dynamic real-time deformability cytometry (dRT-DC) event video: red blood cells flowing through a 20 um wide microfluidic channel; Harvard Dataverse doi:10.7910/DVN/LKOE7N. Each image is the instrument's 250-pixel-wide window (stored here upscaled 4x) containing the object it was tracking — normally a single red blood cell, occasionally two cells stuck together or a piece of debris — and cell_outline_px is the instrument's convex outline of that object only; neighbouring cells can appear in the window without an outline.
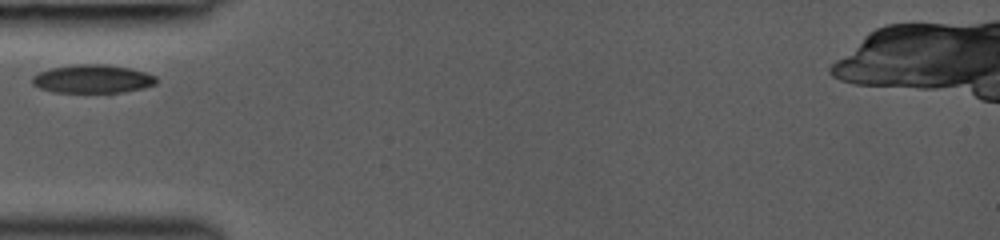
{"species": "common noctule bat (a hibernating species)", "species_latin": "Nyctalus noctula", "temperature_condition": "room temperature", "stored_images_in_passage": 17, "camera_frame_rate_fps": 3000, "um_per_image_px": 0.085, "animal": {"sex": "female", "body_mass_g": 19.0, "forearm_length_mm": 53.3}, "frame": {"image": 1, "passage_image": 1, "time_ms": 0.0, "image_size_px": [1000, 240], "cell_outline_px": [[156, 84], [144, 88], [124, 92], [56, 92], [40, 88], [32, 84], [32, 76], [48, 68], [76, 64], [100, 64], [132, 68], [156, 76]], "centroid_in_image_um": [7.87, 6.7], "position_along_channel_um": 77.1, "area_um2": 20.52}}
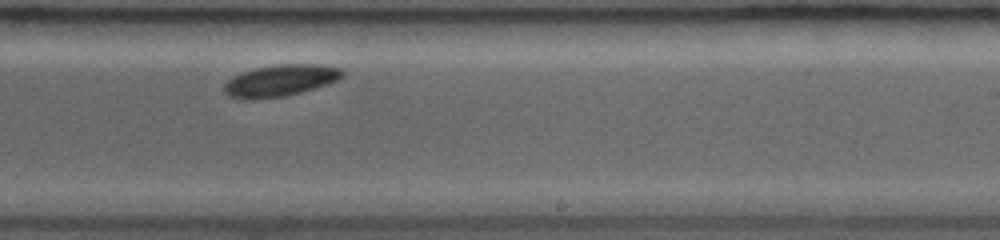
{"frame": {"image": 2, "passage_image": 10, "time_ms": 4.667, "image_size_px": [1000, 240], "cell_outline_px": [[344, 76], [328, 84], [300, 92], [284, 96], [256, 100], [244, 100], [228, 96], [224, 92], [224, 84], [232, 76], [256, 68], [276, 64], [320, 64], [340, 68], [344, 72]], "centroid_in_image_um": [23.8, 6.85], "position_along_channel_um": 265.2, "area_um2": 21.91}}
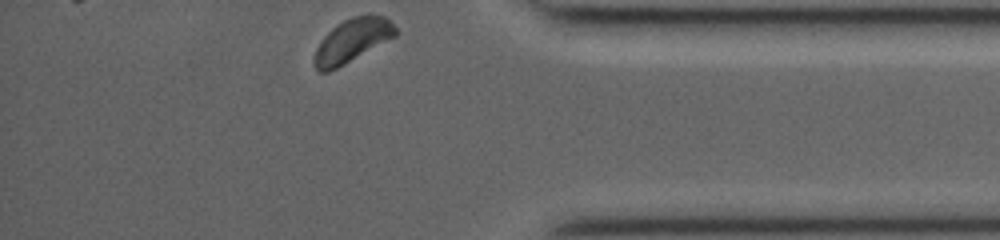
{"frame": {"image": 3, "passage_image": 17, "time_ms": 8.333, "image_size_px": [1000, 240], "cell_outline_px": [[396, 36], [344, 64], [328, 72], [320, 72], [316, 68], [312, 60], [316, 48], [324, 36], [332, 28], [344, 20], [352, 16], [368, 12], [372, 12], [384, 16], [396, 28]], "centroid_in_image_um": [29.93, 3.41], "position_along_channel_um": 405.3, "area_um2": 20.63}}